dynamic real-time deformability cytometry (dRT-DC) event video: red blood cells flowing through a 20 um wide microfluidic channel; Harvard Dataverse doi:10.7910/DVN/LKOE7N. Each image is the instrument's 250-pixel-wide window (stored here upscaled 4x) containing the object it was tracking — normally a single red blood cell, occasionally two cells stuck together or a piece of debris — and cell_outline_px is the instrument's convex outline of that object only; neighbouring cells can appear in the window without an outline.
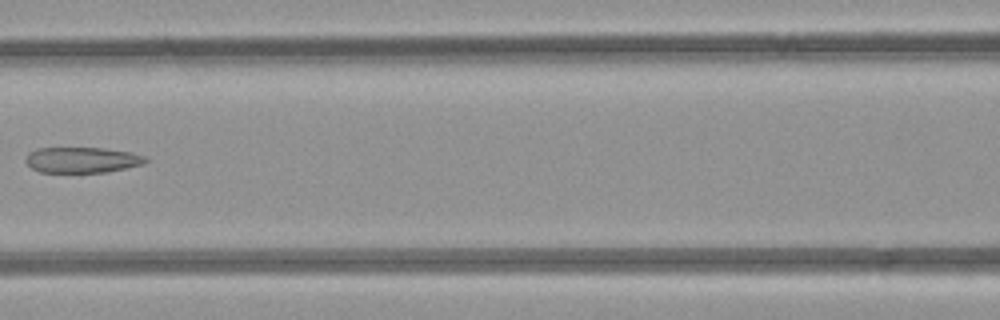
{"species": "common noctule bat (a hibernating species)", "species_latin": "Nyctalus noctula", "temperature_condition": "room temperature", "stored_images_in_passage": 7, "camera_frame_rate_fps": 3000, "um_per_image_px": 0.085, "animal": {"sex": "female", "body_mass_g": 21.9}, "frame": {"image": 1, "passage_image": 6, "time_ms": 6.667, "image_size_px": [1000, 320], "cell_outline_px": [[148, 160], [144, 164], [104, 172], [40, 172], [32, 168], [24, 160], [28, 152], [36, 148], [104, 148], [132, 152], [144, 156]], "centroid_in_image_um": [6.95, 13.58], "position_along_channel_um": 159.6, "area_um2": 17.92}}
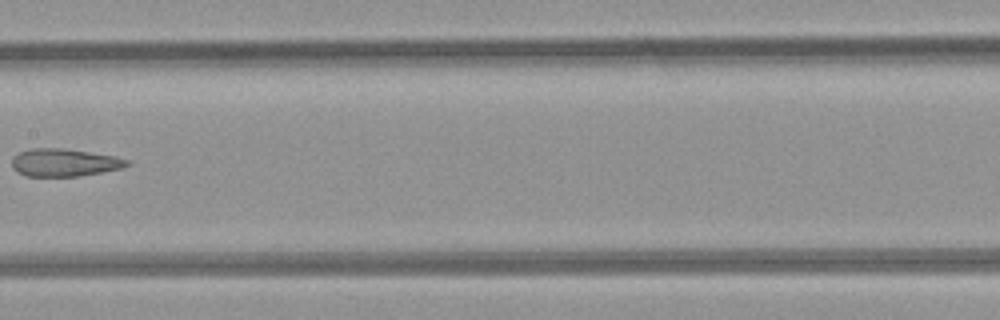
{"frame": {"image": 2, "passage_image": 7, "time_ms": 7.667, "image_size_px": [1000, 320], "cell_outline_px": [[132, 164], [120, 168], [100, 172], [76, 176], [24, 176], [16, 172], [12, 168], [12, 156], [20, 152], [32, 148], [60, 148], [116, 156], [128, 160]], "centroid_in_image_um": [5.42, 13.82], "position_along_channel_um": 202.0, "area_um2": 18.5}}